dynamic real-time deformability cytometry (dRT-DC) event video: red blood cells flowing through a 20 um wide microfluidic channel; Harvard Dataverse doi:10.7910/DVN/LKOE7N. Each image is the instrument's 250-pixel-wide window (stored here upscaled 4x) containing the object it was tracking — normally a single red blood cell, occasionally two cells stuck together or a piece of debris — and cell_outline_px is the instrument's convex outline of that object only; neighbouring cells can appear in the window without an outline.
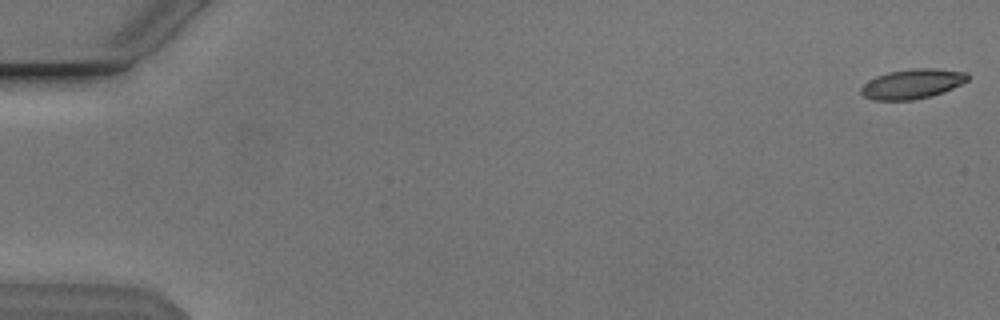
{"species": "Egyptian fruit bat (a non-hibernating species)", "species_latin": "Rousettus aegyptiacus", "temperature_condition": "cold", "stored_images_in_passage": 38, "camera_frame_rate_fps": 3000, "um_per_image_px": 0.085, "animal": {"sex": "male"}, "frame": {"image": 1, "passage_image": 1, "time_ms": 0.0, "image_size_px": [1000, 320], "cell_outline_px": [[968, 80], [952, 88], [932, 96], [912, 100], [872, 100], [864, 96], [860, 92], [860, 88], [868, 80], [876, 76], [888, 72], [912, 68], [936, 68], [968, 72]], "centroid_in_image_um": [77.53, 7.12], "position_along_channel_um": 7.5, "area_um2": 18.55}}
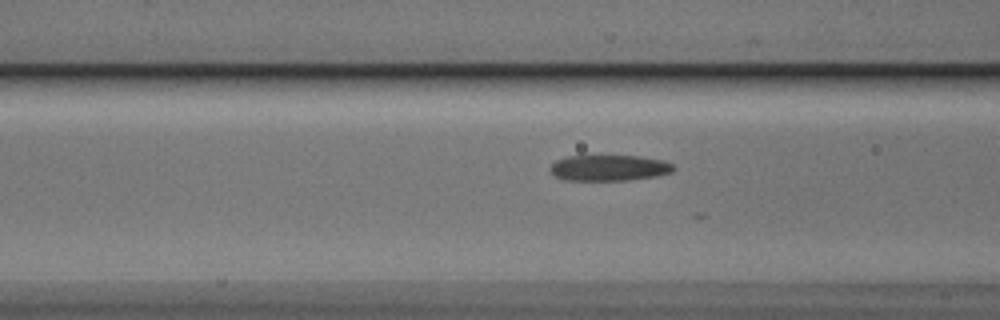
{"frame": {"image": 2, "passage_image": 22, "time_ms": 7.0, "image_size_px": [1000, 320], "cell_outline_px": [[676, 168], [672, 172], [656, 176], [628, 180], [564, 180], [556, 176], [548, 168], [556, 160], [568, 156], [640, 156], [664, 160], [672, 164]], "centroid_in_image_um": [51.79, 14.27], "position_along_channel_um": 114.8, "area_um2": 18.61}}
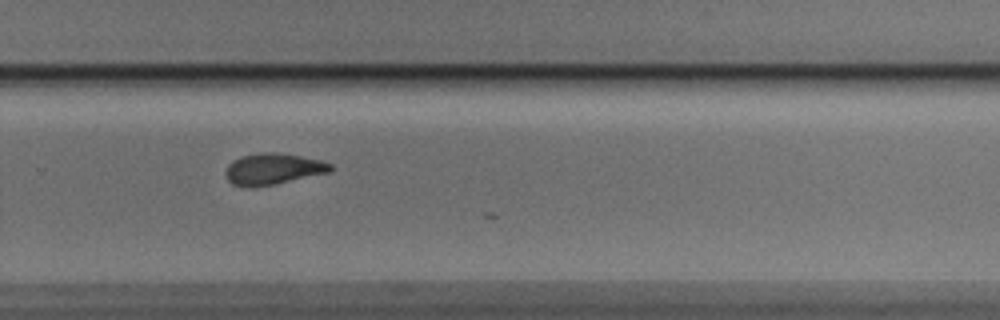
{"frame": {"image": 3, "passage_image": 37, "time_ms": 12.0, "image_size_px": [1000, 320], "cell_outline_px": [[332, 168], [328, 172], [276, 184], [252, 188], [248, 188], [232, 184], [228, 180], [224, 172], [228, 164], [232, 160], [240, 156], [260, 152], [276, 152], [300, 156], [320, 160], [332, 164]], "centroid_in_image_um": [23.14, 14.36], "position_along_channel_um": 306.7, "area_um2": 19.25}}